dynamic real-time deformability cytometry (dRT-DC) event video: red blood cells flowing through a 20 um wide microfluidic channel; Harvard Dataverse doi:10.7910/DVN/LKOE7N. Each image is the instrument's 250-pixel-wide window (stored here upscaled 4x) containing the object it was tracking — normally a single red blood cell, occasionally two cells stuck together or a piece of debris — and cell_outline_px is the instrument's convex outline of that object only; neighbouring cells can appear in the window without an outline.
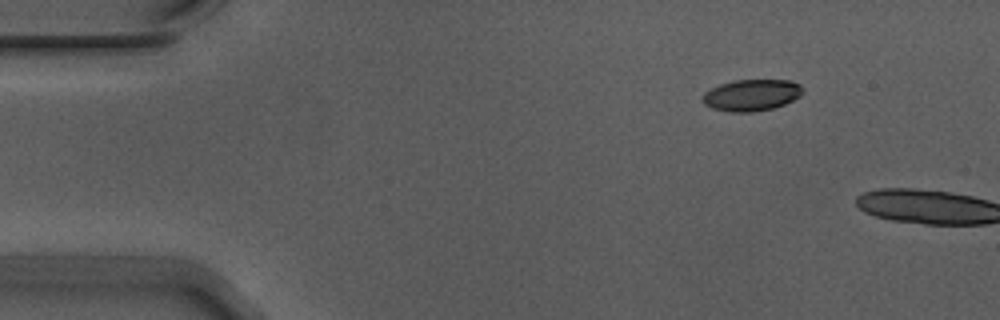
{"species": "Egyptian fruit bat (a non-hibernating species)", "species_latin": "Rousettus aegyptiacus", "temperature_condition": "warm", "stored_images_in_passage": 3, "camera_frame_rate_fps": 3000, "um_per_image_px": 0.085, "animal": {"sex": "male"}, "frame": {"image": 1, "passage_image": 1, "time_ms": 0.0, "image_size_px": [1000, 320], "cell_outline_px": [[804, 92], [800, 96], [784, 104], [772, 108], [752, 112], [728, 112], [712, 108], [704, 104], [700, 100], [704, 92], [720, 84], [732, 80], [788, 80], [800, 84], [804, 88]], "centroid_in_image_um": [63.86, 8.08], "position_along_channel_um": 21.1, "area_um2": 18.55}}